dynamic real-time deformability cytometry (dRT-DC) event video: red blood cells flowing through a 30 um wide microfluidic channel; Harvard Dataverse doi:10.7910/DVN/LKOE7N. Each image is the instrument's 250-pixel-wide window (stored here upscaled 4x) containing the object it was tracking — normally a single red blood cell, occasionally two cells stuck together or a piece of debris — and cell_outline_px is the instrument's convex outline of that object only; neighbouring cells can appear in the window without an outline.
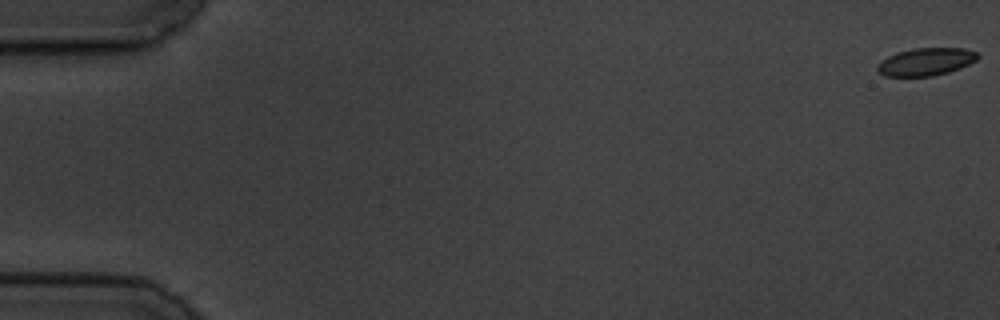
{"species": "common noctule bat (a hibernating species)", "species_latin": "Nyctalus noctula", "temperature_condition": "cold", "stored_images_in_passage": 15, "camera_frame_rate_fps": 3000, "um_per_image_px": 0.085, "animal": {"sex": "male", "body_mass_g": 19.5, "forearm_length_mm": 54.6}, "frame": {"image": 1, "passage_image": 1, "time_ms": 0.0, "image_size_px": [1000, 320], "cell_outline_px": [[980, 56], [976, 60], [960, 68], [948, 72], [932, 76], [884, 76], [876, 68], [876, 64], [880, 60], [896, 52], [916, 48], [964, 48], [976, 52]], "centroid_in_image_um": [78.67, 5.24], "position_along_channel_um": 6.3, "area_um2": 16.18}}
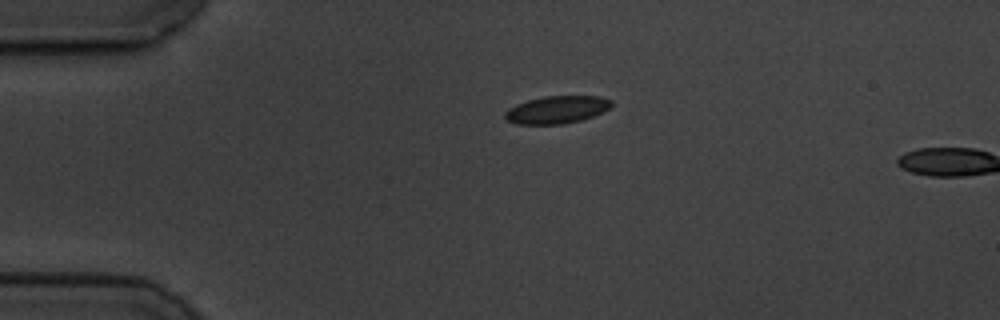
{"frame": {"image": 2, "passage_image": 14, "time_ms": 4.333, "image_size_px": [1000, 320], "cell_outline_px": [[612, 104], [608, 108], [592, 116], [580, 120], [564, 124], [516, 124], [508, 120], [504, 116], [504, 112], [508, 108], [516, 104], [528, 100], [544, 96], [600, 96], [612, 100]], "centroid_in_image_um": [47.3, 9.32], "position_along_channel_um": 37.7, "area_um2": 16.99}}